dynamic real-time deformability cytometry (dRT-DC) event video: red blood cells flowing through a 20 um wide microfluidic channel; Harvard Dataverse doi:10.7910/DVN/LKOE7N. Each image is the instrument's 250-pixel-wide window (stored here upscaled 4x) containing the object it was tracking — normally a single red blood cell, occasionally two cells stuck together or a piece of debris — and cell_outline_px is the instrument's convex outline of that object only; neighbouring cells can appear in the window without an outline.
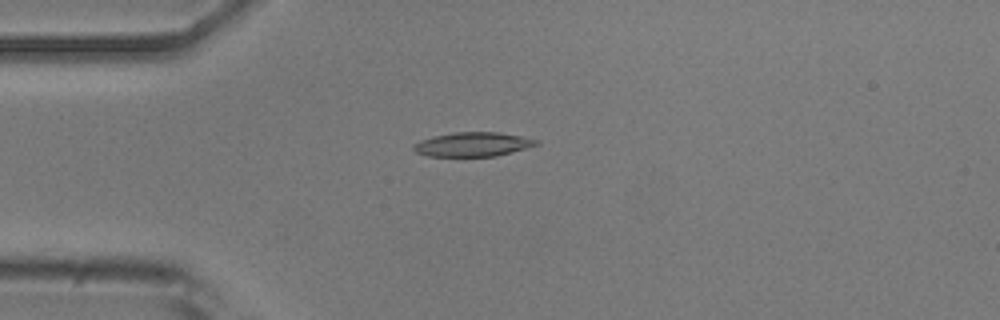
{"species": "common noctule bat (a hibernating species)", "species_latin": "Nyctalus noctula", "temperature_condition": "room temperature", "stored_images_in_passage": 44, "camera_frame_rate_fps": 3000, "um_per_image_px": 0.085, "animal": {"sex": "male", "body_mass_g": 20.5, "forearm_length_mm": 52.5}, "frame": {"image": 1, "passage_image": 5, "time_ms": 1.333, "image_size_px": [1000, 320], "cell_outline_px": [[540, 144], [512, 152], [496, 156], [428, 156], [416, 152], [412, 148], [420, 140], [452, 132], [496, 132], [520, 136], [540, 140]], "centroid_in_image_um": [40.22, 12.27], "position_along_channel_um": 44.8, "area_um2": 17.17}}
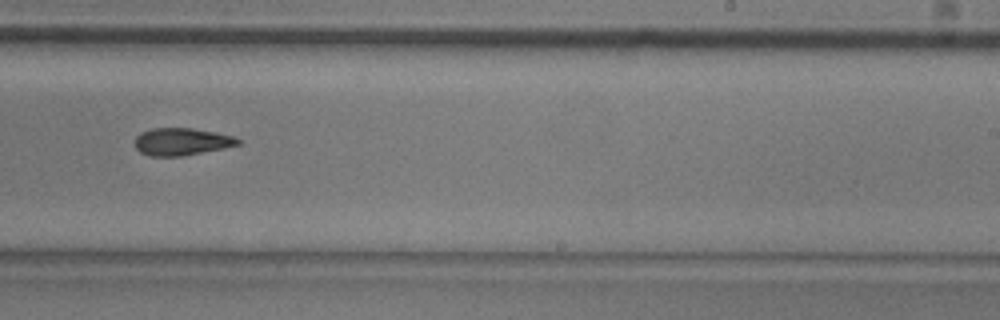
{"frame": {"image": 2, "passage_image": 24, "time_ms": 7.667, "image_size_px": [1000, 320], "cell_outline_px": [[240, 144], [224, 148], [180, 156], [152, 156], [140, 152], [136, 148], [136, 136], [140, 132], [152, 128], [192, 128], [216, 132], [232, 136], [240, 140]], "centroid_in_image_um": [15.43, 12.03], "position_along_channel_um": 273.6, "area_um2": 16.3}}
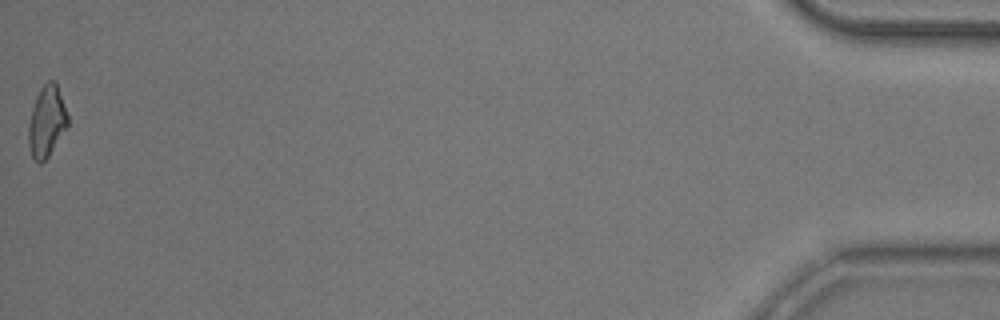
{"frame": {"image": 3, "passage_image": 44, "time_ms": 14.333, "image_size_px": [1000, 320], "cell_outline_px": [[68, 128], [48, 156], [40, 164], [32, 156], [28, 144], [28, 128], [32, 108], [36, 96], [40, 88], [48, 80], [56, 80], [68, 116]], "centroid_in_image_um": [3.98, 10.3], "position_along_channel_um": 431.2, "area_um2": 16.36}, "authors_computed_cell_mechanics": {"area_um2": 16.762, "velocity_mm_per_s": 3.8619, "shape_relaxation_time_tau1_ms": 5.7084, "shape_relaxation_time_tau2_ms": 6.8971, "deformation_change_tau1": 0.1485, "deformation_change_tau2": 0.1544}}